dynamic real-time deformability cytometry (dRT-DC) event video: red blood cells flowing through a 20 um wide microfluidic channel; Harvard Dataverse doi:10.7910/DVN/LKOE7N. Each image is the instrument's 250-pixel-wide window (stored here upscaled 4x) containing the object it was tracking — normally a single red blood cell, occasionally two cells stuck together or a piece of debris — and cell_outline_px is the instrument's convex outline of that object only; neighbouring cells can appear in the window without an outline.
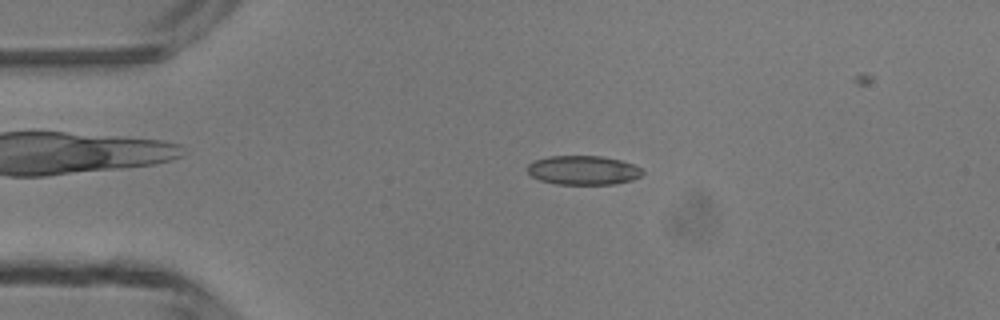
{"species": "common noctule bat (a hibernating species)", "species_latin": "Nyctalus noctula", "temperature_condition": "room temperature", "stored_images_in_passage": 4, "camera_frame_rate_fps": 3000, "um_per_image_px": 0.085, "animal": {"sex": "male", "body_mass_g": 13.3}, "frame": {"image": 1, "passage_image": 3, "time_ms": 2.333, "image_size_px": [1000, 320], "cell_outline_px": [[644, 172], [640, 176], [632, 180], [612, 184], [556, 184], [540, 180], [532, 176], [528, 172], [528, 164], [536, 160], [548, 156], [600, 156], [620, 160], [632, 164], [640, 168]], "centroid_in_image_um": [49.56, 14.47], "position_along_channel_um": 35.4, "area_um2": 19.36}}